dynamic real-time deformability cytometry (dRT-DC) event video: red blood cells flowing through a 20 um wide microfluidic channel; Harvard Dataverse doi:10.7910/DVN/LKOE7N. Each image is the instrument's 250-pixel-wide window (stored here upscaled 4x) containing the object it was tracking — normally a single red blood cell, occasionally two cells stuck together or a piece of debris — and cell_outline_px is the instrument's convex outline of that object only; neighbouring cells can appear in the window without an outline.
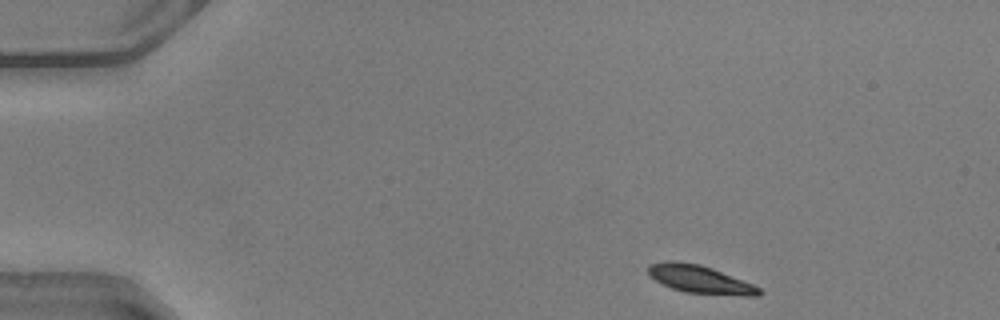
{"species": "common noctule bat (a hibernating species)", "species_latin": "Nyctalus noctula", "temperature_condition": "warm", "stored_images_in_passage": 44, "camera_frame_rate_fps": 3000, "um_per_image_px": 0.085, "animal": {"sex": "male", "body_mass_g": 20.5, "forearm_length_mm": 52.5}, "frame": {"image": 1, "passage_image": 1, "time_ms": 0.0, "image_size_px": [1000, 320], "cell_outline_px": [[764, 292], [760, 296], [744, 296], [684, 292], [672, 288], [648, 276], [648, 264], [668, 260], [672, 260], [700, 264], [712, 268], [752, 284], [760, 288]], "centroid_in_image_um": [59.49, 23.74], "position_along_channel_um": 25.5, "area_um2": 18.09}}
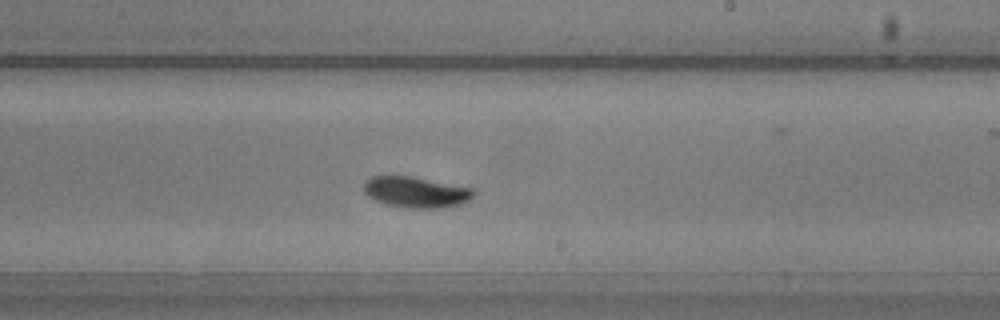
{"frame": {"image": 2, "passage_image": 24, "time_ms": 7.667, "image_size_px": [1000, 320], "cell_outline_px": [[472, 196], [468, 200], [460, 204], [440, 208], [408, 208], [388, 204], [376, 200], [368, 196], [364, 192], [364, 184], [372, 176], [408, 176], [472, 188]], "centroid_in_image_um": [35.32, 16.34], "position_along_channel_um": 253.7, "area_um2": 19.25}}
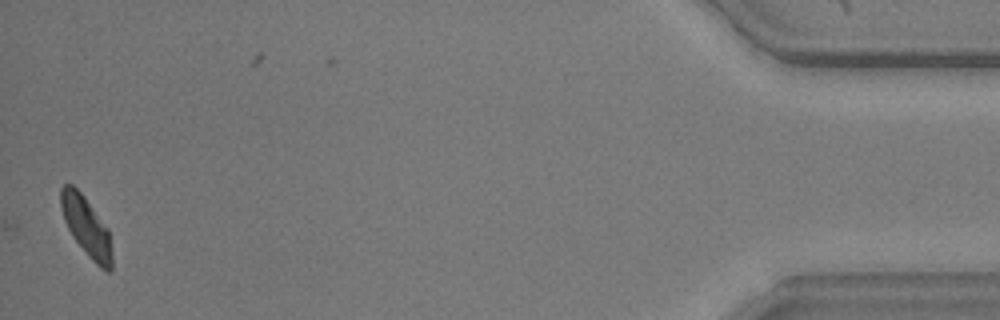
{"frame": {"image": 3, "passage_image": 43, "time_ms": 14.0, "image_size_px": [1000, 320], "cell_outline_px": [[112, 268], [108, 272], [100, 268], [88, 256], [72, 236], [64, 220], [60, 204], [60, 188], [64, 184], [72, 184], [84, 196], [108, 228], [112, 252]], "centroid_in_image_um": [7.34, 19.26], "position_along_channel_um": 427.9, "area_um2": 17.69}, "authors_computed_cell_mechanics": {"area_um2": 18.6405, "velocity_mm_per_s": 4.0772, "shape_relaxation_time_tau1_ms": 2.0455, "shape_relaxation_time_tau2_ms": null, "deformation_change_tau1": 0.1411, "deformation_change_tau2": null}}